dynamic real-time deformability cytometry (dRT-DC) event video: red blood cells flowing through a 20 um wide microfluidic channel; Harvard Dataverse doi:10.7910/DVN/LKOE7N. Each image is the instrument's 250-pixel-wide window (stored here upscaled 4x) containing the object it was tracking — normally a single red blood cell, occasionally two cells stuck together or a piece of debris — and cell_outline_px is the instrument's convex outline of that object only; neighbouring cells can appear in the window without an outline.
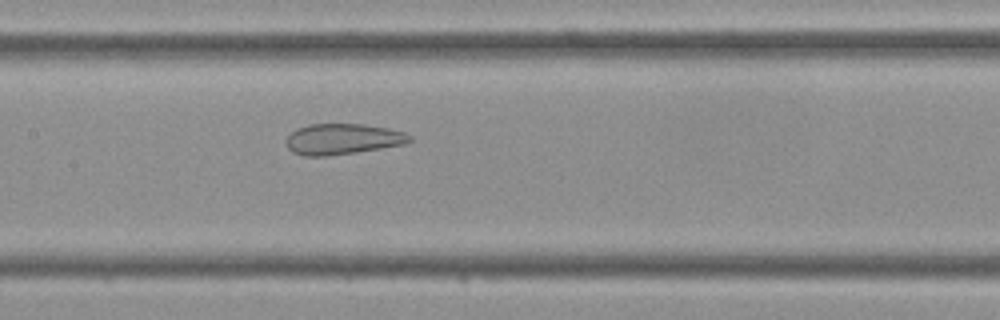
{"species": "Egyptian fruit bat (a non-hibernating species)", "species_latin": "Rousettus aegyptiacus", "temperature_condition": "cold", "stored_images_in_passage": 33, "camera_frame_rate_fps": 3000, "um_per_image_px": 0.085, "frame": {"image": 1, "passage_image": 10, "time_ms": 3.0, "image_size_px": [1000, 320], "cell_outline_px": [[412, 140], [404, 144], [356, 152], [328, 156], [304, 156], [292, 152], [284, 144], [284, 140], [296, 128], [308, 124], [364, 124], [388, 128], [404, 132], [412, 136]], "centroid_in_image_um": [29.08, 11.82], "position_along_channel_um": 178.3, "area_um2": 22.31}}
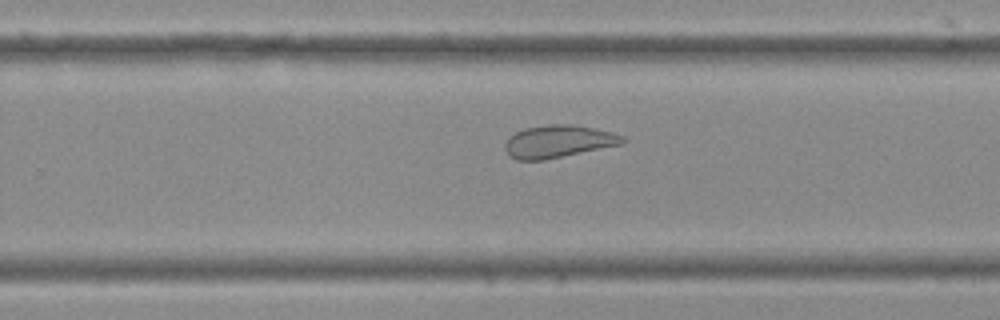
{"frame": {"image": 2, "passage_image": 17, "time_ms": 5.333, "image_size_px": [1000, 320], "cell_outline_px": [[624, 144], [544, 160], [516, 160], [508, 156], [504, 148], [504, 144], [508, 136], [524, 128], [552, 124], [572, 124], [612, 132], [624, 136]], "centroid_in_image_um": [47.42, 12.03], "position_along_channel_um": 282.4, "area_um2": 22.43}}
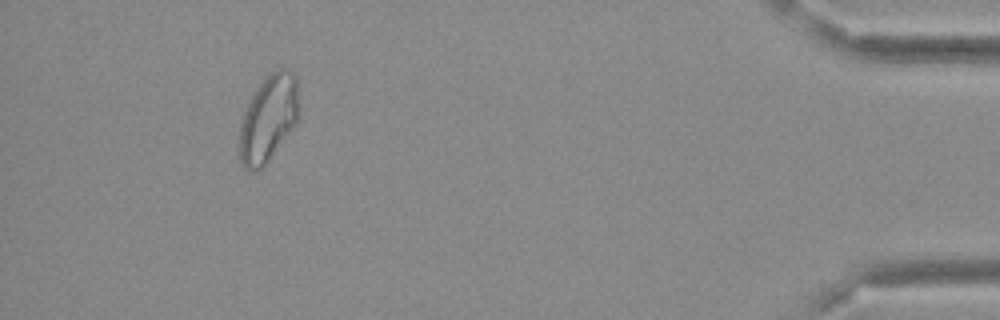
{"frame": {"image": 3, "passage_image": 30, "time_ms": 9.667, "image_size_px": [1000, 320], "cell_outline_px": [[300, 108], [296, 120], [268, 160], [260, 168], [252, 172], [244, 168], [240, 160], [240, 124], [248, 100], [256, 88], [272, 72], [280, 68], [288, 68], [296, 72]], "centroid_in_image_um": [22.82, 10.0], "position_along_channel_um": 412.4, "area_um2": 29.71}}